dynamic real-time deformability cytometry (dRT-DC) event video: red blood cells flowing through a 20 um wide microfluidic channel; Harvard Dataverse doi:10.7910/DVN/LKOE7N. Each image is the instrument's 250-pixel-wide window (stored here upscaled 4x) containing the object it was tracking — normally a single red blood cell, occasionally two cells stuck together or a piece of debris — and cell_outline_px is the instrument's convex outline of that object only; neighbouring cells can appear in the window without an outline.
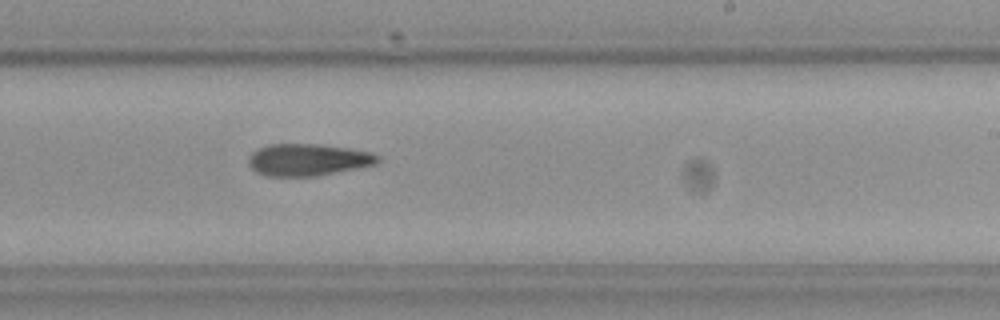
{"species": "Egyptian fruit bat (a non-hibernating species)", "species_latin": "Rousettus aegyptiacus", "temperature_condition": "cold", "stored_images_in_passage": 10, "camera_frame_rate_fps": 3000, "um_per_image_px": 0.085, "frame": {"image": 1, "passage_image": 10, "time_ms": 11.333, "image_size_px": [1000, 320], "cell_outline_px": [[380, 160], [376, 164], [316, 176], [268, 176], [256, 172], [248, 164], [248, 156], [252, 152], [268, 144], [320, 144], [352, 148], [372, 152], [380, 156]], "centroid_in_image_um": [26.19, 13.57], "position_along_channel_um": 262.8, "area_um2": 24.22}}